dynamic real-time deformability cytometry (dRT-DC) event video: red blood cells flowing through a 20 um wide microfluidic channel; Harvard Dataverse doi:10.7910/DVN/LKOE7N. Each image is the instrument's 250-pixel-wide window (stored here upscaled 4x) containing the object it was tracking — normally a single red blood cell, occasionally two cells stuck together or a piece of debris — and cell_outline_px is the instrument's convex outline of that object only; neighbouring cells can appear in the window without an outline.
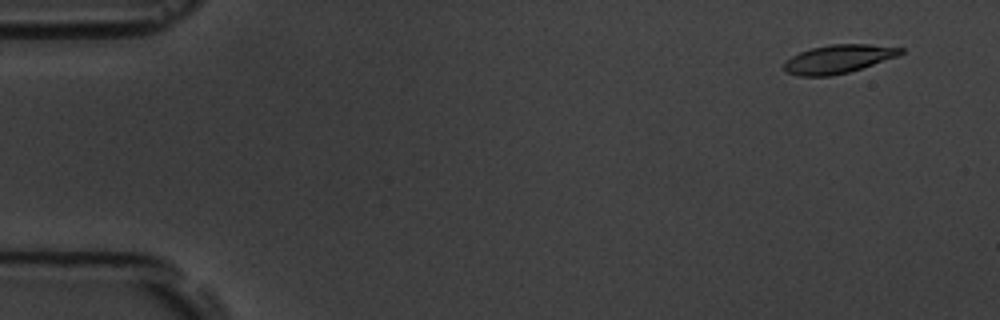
{"species": "common noctule bat (a hibernating species)", "species_latin": "Nyctalus noctula", "temperature_condition": "room temperature", "stored_images_in_passage": 3, "camera_frame_rate_fps": 3000, "um_per_image_px": 0.085, "animal": {"sex": "male", "body_mass_g": 19.5, "forearm_length_mm": 54.6}, "frame": {"image": 1, "passage_image": 1, "time_ms": 0.0, "image_size_px": [1000, 320], "cell_outline_px": [[904, 52], [896, 56], [848, 72], [832, 76], [800, 76], [788, 72], [784, 68], [784, 64], [792, 56], [800, 52], [812, 48], [832, 44], [868, 44], [904, 48]], "centroid_in_image_um": [71.25, 5.01], "position_along_channel_um": 13.7, "area_um2": 18.9}}